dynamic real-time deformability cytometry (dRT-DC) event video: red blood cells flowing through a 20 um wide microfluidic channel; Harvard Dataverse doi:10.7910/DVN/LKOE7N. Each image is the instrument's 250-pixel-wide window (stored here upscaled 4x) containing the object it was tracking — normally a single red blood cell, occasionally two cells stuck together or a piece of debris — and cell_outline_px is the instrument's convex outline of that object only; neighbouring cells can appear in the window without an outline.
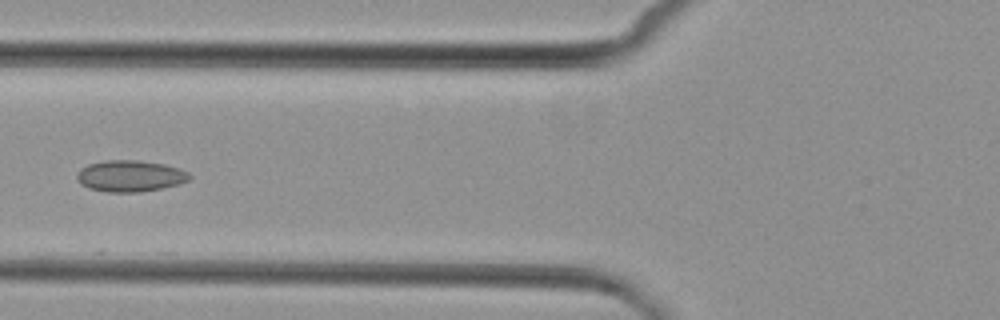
{"species": "common noctule bat (a hibernating species)", "species_latin": "Nyctalus noctula", "temperature_condition": "cold", "stored_images_in_passage": 7, "camera_frame_rate_fps": 3000, "um_per_image_px": 0.085, "animal": {"sex": "female", "body_mass_g": 29.2, "forearm_length_mm": 56.3}, "frame": {"image": 1, "passage_image": 7, "time_ms": 7.0, "image_size_px": [1000, 320], "cell_outline_px": [[192, 176], [188, 180], [180, 184], [140, 192], [108, 192], [88, 188], [80, 184], [76, 180], [76, 176], [80, 168], [88, 164], [104, 160], [136, 160], [164, 164], [180, 168], [188, 172]], "centroid_in_image_um": [11.04, 14.96], "position_along_channel_um": 114.8, "area_um2": 20.75}}